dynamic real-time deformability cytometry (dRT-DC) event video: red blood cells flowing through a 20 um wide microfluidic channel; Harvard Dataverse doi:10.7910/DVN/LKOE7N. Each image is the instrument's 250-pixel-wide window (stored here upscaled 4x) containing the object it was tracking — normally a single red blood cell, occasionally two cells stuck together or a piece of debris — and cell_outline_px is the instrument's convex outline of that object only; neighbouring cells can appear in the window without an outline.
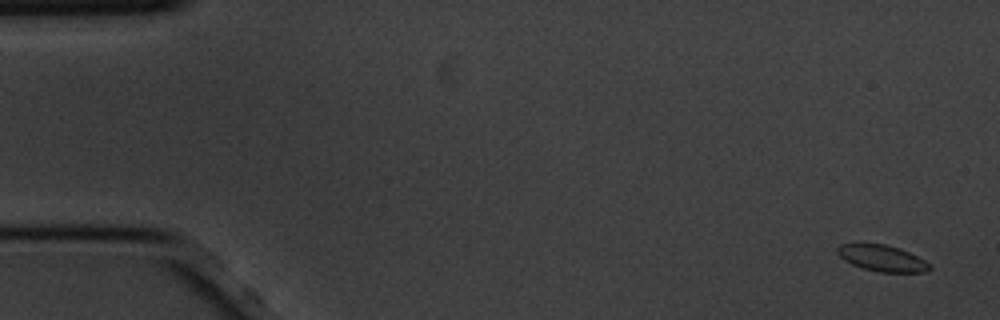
{"species": "common noctule bat (a hibernating species)", "species_latin": "Nyctalus noctula", "temperature_condition": "cold", "stored_images_in_passage": 8, "camera_frame_rate_fps": 3000, "um_per_image_px": 0.085, "animal": {"sex": "male", "body_mass_g": 20.1, "forearm_length_mm": 53.5}, "frame": {"image": 1, "passage_image": 3, "time_ms": 0.667, "image_size_px": [1000, 320], "cell_outline_px": [[932, 268], [924, 272], [880, 272], [864, 268], [852, 264], [844, 260], [836, 252], [836, 248], [840, 244], [884, 244], [900, 248], [932, 264]], "centroid_in_image_um": [74.99, 21.95], "position_along_channel_um": 10.0, "area_um2": 13.99}}